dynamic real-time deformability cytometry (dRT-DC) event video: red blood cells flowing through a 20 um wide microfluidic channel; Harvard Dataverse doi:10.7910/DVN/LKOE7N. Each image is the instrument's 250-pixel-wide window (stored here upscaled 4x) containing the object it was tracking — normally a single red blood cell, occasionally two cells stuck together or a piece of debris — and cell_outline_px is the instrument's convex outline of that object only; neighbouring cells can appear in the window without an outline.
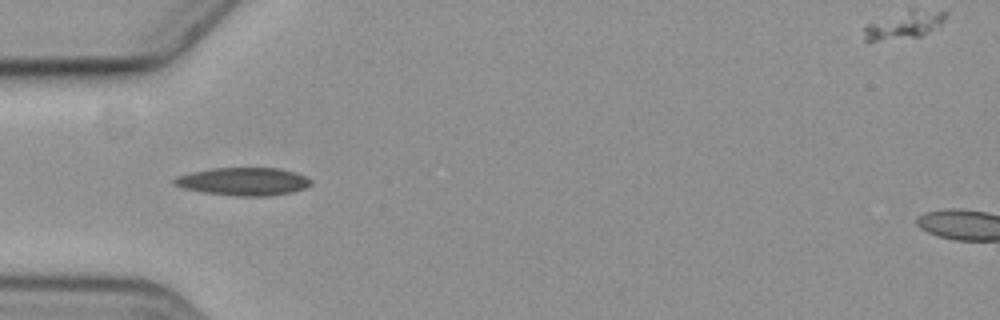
{"species": "common noctule bat (a hibernating species)", "species_latin": "Nyctalus noctula", "temperature_condition": "cold", "stored_images_in_passage": 3, "camera_frame_rate_fps": 3000, "um_per_image_px": 0.085, "animal": {"sex": "female", "body_mass_g": 19.3, "forearm_length_mm": 54.1}, "frame": {"image": 1, "passage_image": 2, "time_ms": 2.0, "image_size_px": [1000, 320], "cell_outline_px": [[312, 184], [304, 188], [292, 192], [272, 196], [232, 196], [204, 192], [184, 188], [172, 184], [172, 180], [176, 176], [192, 172], [212, 168], [280, 168], [296, 172], [312, 180]], "centroid_in_image_um": [20.7, 15.43], "position_along_channel_um": 64.3, "area_um2": 22.37}}
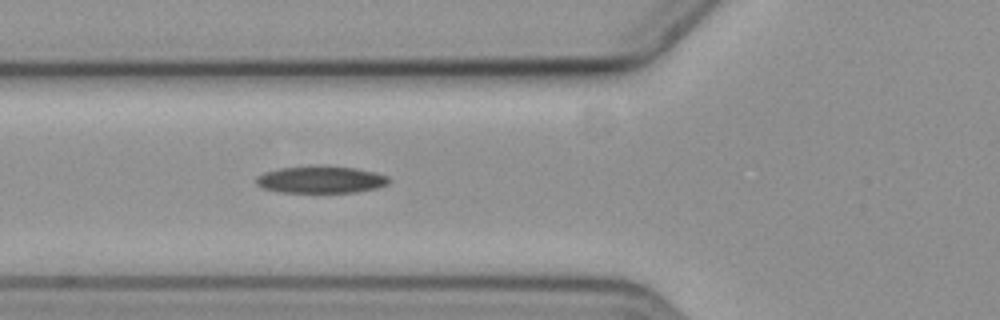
{"frame": {"image": 2, "passage_image": 3, "time_ms": 3.0, "image_size_px": [1000, 320], "cell_outline_px": [[392, 180], [388, 184], [376, 188], [356, 192], [280, 192], [264, 188], [256, 184], [256, 176], [264, 172], [280, 168], [320, 164], [324, 164], [356, 168], [376, 172], [388, 176]], "centroid_in_image_um": [27.3, 15.24], "position_along_channel_um": 98.5, "area_um2": 21.39}}